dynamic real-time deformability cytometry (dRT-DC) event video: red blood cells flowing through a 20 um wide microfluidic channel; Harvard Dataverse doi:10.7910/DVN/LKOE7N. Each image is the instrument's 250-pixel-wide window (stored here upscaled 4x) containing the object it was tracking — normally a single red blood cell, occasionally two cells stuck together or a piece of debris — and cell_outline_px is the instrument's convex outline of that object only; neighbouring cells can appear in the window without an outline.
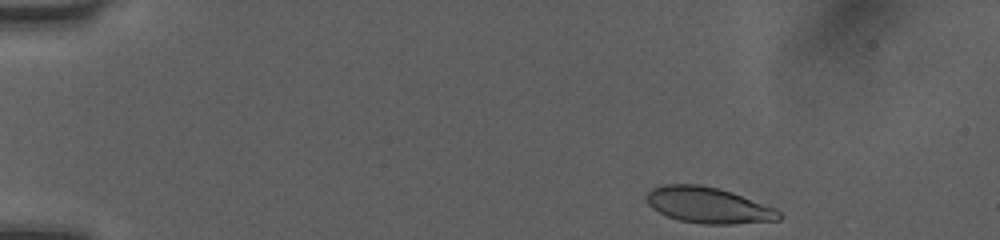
{"species": "human", "species_latin": "Homo sapiens", "temperature_condition": "room temperature", "stored_images_in_passage": 38, "camera_frame_rate_fps": 3000, "um_per_image_px": 0.085, "donor": {"sex": "female"}, "frame": {"image": 1, "passage_image": 1, "time_ms": 0.0, "image_size_px": [1000, 240], "cell_outline_px": [[784, 216], [780, 220], [732, 224], [704, 224], [680, 220], [668, 216], [652, 208], [648, 204], [644, 196], [652, 188], [660, 184], [700, 184], [732, 192], [776, 208]], "centroid_in_image_um": [60.21, 17.44], "position_along_channel_um": 24.8, "area_um2": 27.92}}
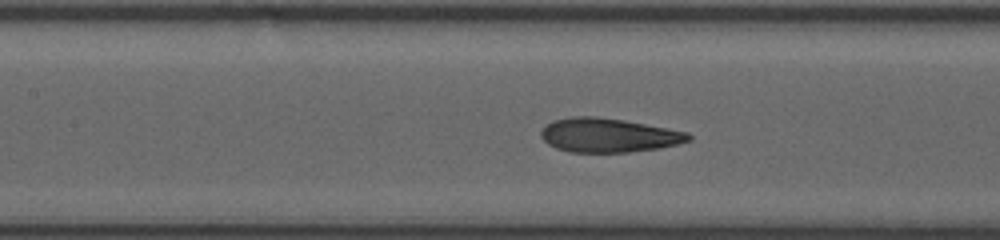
{"frame": {"image": 2, "passage_image": 16, "time_ms": 5.0, "image_size_px": [1000, 240], "cell_outline_px": [[692, 140], [660, 148], [628, 152], [568, 152], [556, 148], [548, 144], [540, 136], [540, 132], [552, 120], [572, 116], [596, 116], [624, 120], [668, 128], [688, 132], [692, 136]], "centroid_in_image_um": [51.72, 11.49], "position_along_channel_um": 155.7, "area_um2": 29.36}}
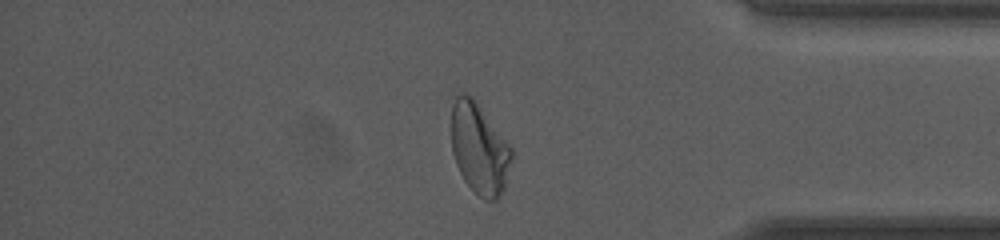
{"frame": {"image": 3, "passage_image": 32, "time_ms": 10.333, "image_size_px": [1000, 240], "cell_outline_px": [[516, 156], [504, 188], [496, 200], [484, 200], [464, 180], [456, 164], [452, 152], [452, 104], [456, 96], [460, 92], [472, 96], [512, 148]], "centroid_in_image_um": [40.78, 12.64], "position_along_channel_um": 394.4, "area_um2": 32.02}, "authors_computed_cell_mechanics": {"area_um2": 29.1601, "velocity_mm_per_s": 4.091, "shape_relaxation_time_tau1_ms": 4.4308, "shape_relaxation_time_tau2_ms": 0.918, "deformation_change_tau1": 0.1685, "deformation_change_tau2": 0.0719}}